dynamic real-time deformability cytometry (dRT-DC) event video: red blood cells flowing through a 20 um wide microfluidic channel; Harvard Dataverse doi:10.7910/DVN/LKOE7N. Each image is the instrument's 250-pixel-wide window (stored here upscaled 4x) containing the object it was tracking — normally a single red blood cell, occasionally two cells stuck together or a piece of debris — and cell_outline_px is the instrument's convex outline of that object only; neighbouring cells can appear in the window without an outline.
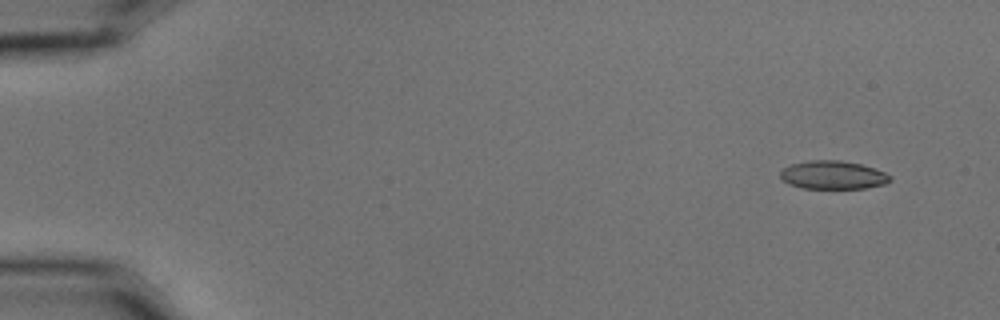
{"species": "common noctule bat (a hibernating species)", "species_latin": "Nyctalus noctula", "temperature_condition": "cold", "stored_images_in_passage": 5, "camera_frame_rate_fps": 3000, "um_per_image_px": 0.085, "animal": {"sex": "male", "body_mass_g": 15.6}, "frame": {"image": 1, "passage_image": 2, "time_ms": 0.333, "image_size_px": [1000, 320], "cell_outline_px": [[892, 180], [884, 184], [864, 188], [800, 188], [788, 184], [780, 176], [780, 172], [784, 168], [792, 164], [808, 160], [840, 160], [860, 164], [876, 168], [892, 176]], "centroid_in_image_um": [70.81, 14.87], "position_along_channel_um": 14.2, "area_um2": 18.15}}